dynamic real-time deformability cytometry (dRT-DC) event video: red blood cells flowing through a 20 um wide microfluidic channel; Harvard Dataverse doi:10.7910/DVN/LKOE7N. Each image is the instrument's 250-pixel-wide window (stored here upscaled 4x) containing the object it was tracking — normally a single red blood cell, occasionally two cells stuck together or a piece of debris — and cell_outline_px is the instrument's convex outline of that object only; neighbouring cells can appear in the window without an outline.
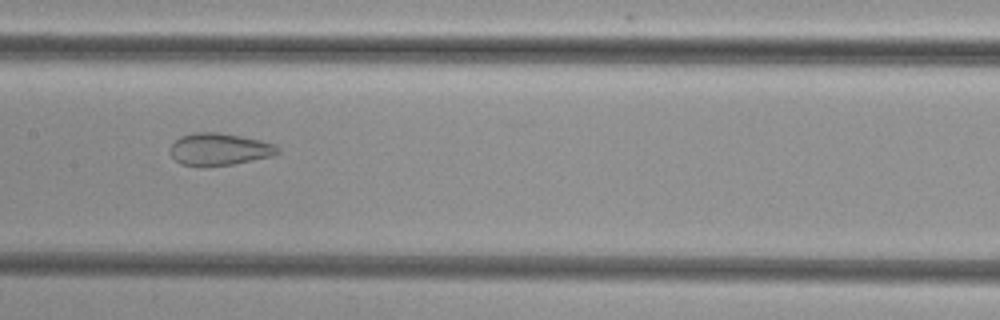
{"species": "common noctule bat (a hibernating species)", "species_latin": "Nyctalus noctula", "temperature_condition": "cold", "stored_images_in_passage": 51, "camera_frame_rate_fps": 3000, "um_per_image_px": 0.085, "animal": {"sex": "female", "body_mass_g": 29.2, "forearm_length_mm": 56.3}, "frame": {"image": 1, "passage_image": 25, "time_ms": 8.0, "image_size_px": [1000, 320], "cell_outline_px": [[280, 152], [272, 156], [232, 164], [180, 164], [172, 156], [172, 144], [180, 136], [192, 132], [220, 132], [260, 140], [276, 144], [280, 148]], "centroid_in_image_um": [18.7, 12.64], "position_along_channel_um": 188.7, "area_um2": 19.65}}
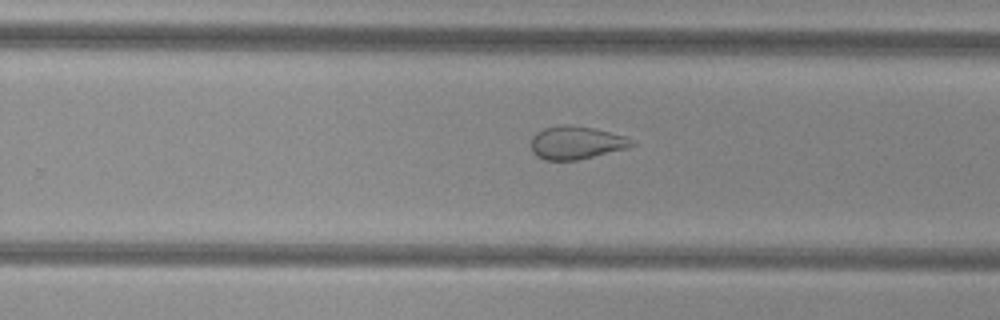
{"frame": {"image": 2, "passage_image": 32, "time_ms": 10.333, "image_size_px": [1000, 320], "cell_outline_px": [[636, 144], [628, 148], [576, 160], [544, 160], [536, 156], [532, 152], [532, 136], [536, 132], [544, 128], [564, 124], [592, 128], [624, 136]], "centroid_in_image_um": [48.93, 12.13], "position_along_channel_um": 280.9, "area_um2": 19.13}}
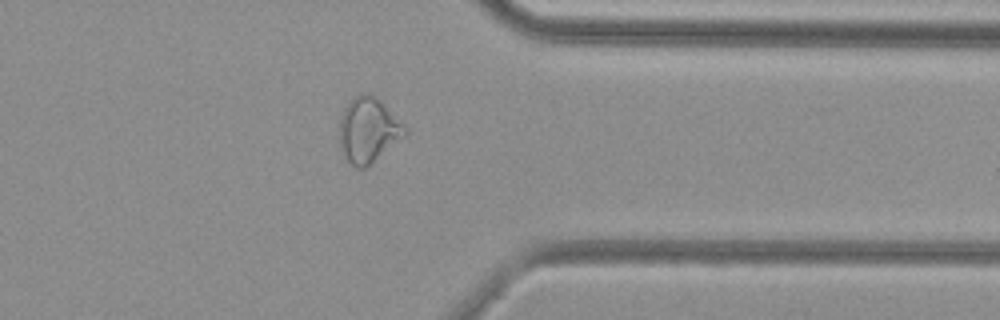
{"frame": {"image": 3, "passage_image": 40, "time_ms": 13.0, "image_size_px": [1000, 320], "cell_outline_px": [[408, 136], [364, 168], [356, 168], [344, 156], [340, 148], [340, 116], [344, 108], [360, 92], [368, 92], [376, 96], [408, 128]], "centroid_in_image_um": [31.34, 11.05], "position_along_channel_um": 380.1, "area_um2": 25.03}}